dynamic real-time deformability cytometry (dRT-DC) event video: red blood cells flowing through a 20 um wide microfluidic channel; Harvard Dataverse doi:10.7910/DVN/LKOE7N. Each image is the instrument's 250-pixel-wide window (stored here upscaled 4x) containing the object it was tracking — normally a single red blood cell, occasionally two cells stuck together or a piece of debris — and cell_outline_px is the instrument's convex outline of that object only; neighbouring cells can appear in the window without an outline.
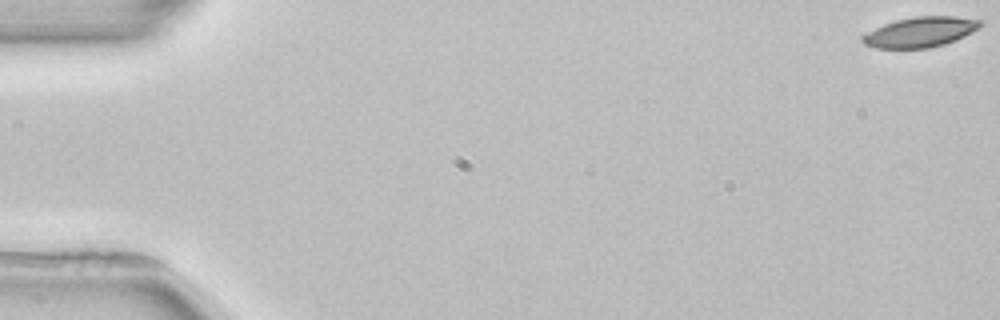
{"species": "common noctule bat (a hibernating species)", "species_latin": "Nyctalus noctula", "temperature_condition": "room temperature", "stored_images_in_passage": 6, "camera_frame_rate_fps": 3000, "um_per_image_px": 0.085, "animal": {"sex": "female", "body_mass_g": 22.7, "forearm_length_mm": 54.2}, "frame": {"image": 1, "passage_image": 1, "time_ms": 0.0, "image_size_px": [1000, 320], "cell_outline_px": [[984, 24], [980, 28], [956, 40], [944, 44], [928, 48], [876, 48], [864, 44], [860, 40], [860, 36], [864, 32], [884, 24], [896, 20], [916, 16], [956, 16], [984, 20]], "centroid_in_image_um": [78.23, 2.71], "position_along_channel_um": 6.8, "area_um2": 21.04}}